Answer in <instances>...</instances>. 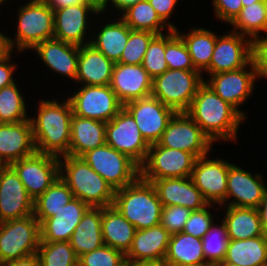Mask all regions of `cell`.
I'll list each match as a JSON object with an SVG mask.
<instances>
[{"instance_id": "1", "label": "cell", "mask_w": 267, "mask_h": 266, "mask_svg": "<svg viewBox=\"0 0 267 266\" xmlns=\"http://www.w3.org/2000/svg\"><path fill=\"white\" fill-rule=\"evenodd\" d=\"M211 140H236L239 125L245 118L218 96L205 82L199 87L186 112Z\"/></svg>"}, {"instance_id": "2", "label": "cell", "mask_w": 267, "mask_h": 266, "mask_svg": "<svg viewBox=\"0 0 267 266\" xmlns=\"http://www.w3.org/2000/svg\"><path fill=\"white\" fill-rule=\"evenodd\" d=\"M42 100L37 116L30 117L37 152L62 157L69 155L72 107L70 101Z\"/></svg>"}, {"instance_id": "3", "label": "cell", "mask_w": 267, "mask_h": 266, "mask_svg": "<svg viewBox=\"0 0 267 266\" xmlns=\"http://www.w3.org/2000/svg\"><path fill=\"white\" fill-rule=\"evenodd\" d=\"M59 176L69 186L74 198L90 207L113 205L115 190L82 157H59Z\"/></svg>"}, {"instance_id": "4", "label": "cell", "mask_w": 267, "mask_h": 266, "mask_svg": "<svg viewBox=\"0 0 267 266\" xmlns=\"http://www.w3.org/2000/svg\"><path fill=\"white\" fill-rule=\"evenodd\" d=\"M113 206L136 230L160 224L163 205L154 185L140 176L133 183L115 190Z\"/></svg>"}, {"instance_id": "5", "label": "cell", "mask_w": 267, "mask_h": 266, "mask_svg": "<svg viewBox=\"0 0 267 266\" xmlns=\"http://www.w3.org/2000/svg\"><path fill=\"white\" fill-rule=\"evenodd\" d=\"M18 10V25L14 39L7 36L10 51L32 50L45 40L54 38V12L45 0H29ZM16 45V46H15Z\"/></svg>"}, {"instance_id": "6", "label": "cell", "mask_w": 267, "mask_h": 266, "mask_svg": "<svg viewBox=\"0 0 267 266\" xmlns=\"http://www.w3.org/2000/svg\"><path fill=\"white\" fill-rule=\"evenodd\" d=\"M198 70H166L152 81L151 96L177 112H187L204 83Z\"/></svg>"}, {"instance_id": "7", "label": "cell", "mask_w": 267, "mask_h": 266, "mask_svg": "<svg viewBox=\"0 0 267 266\" xmlns=\"http://www.w3.org/2000/svg\"><path fill=\"white\" fill-rule=\"evenodd\" d=\"M40 244V223L34 215L0 222V266L32 254Z\"/></svg>"}, {"instance_id": "8", "label": "cell", "mask_w": 267, "mask_h": 266, "mask_svg": "<svg viewBox=\"0 0 267 266\" xmlns=\"http://www.w3.org/2000/svg\"><path fill=\"white\" fill-rule=\"evenodd\" d=\"M197 157L179 149L151 144L144 163L140 166V177L148 182L162 178L191 177Z\"/></svg>"}, {"instance_id": "9", "label": "cell", "mask_w": 267, "mask_h": 266, "mask_svg": "<svg viewBox=\"0 0 267 266\" xmlns=\"http://www.w3.org/2000/svg\"><path fill=\"white\" fill-rule=\"evenodd\" d=\"M81 157L114 190L124 188L140 176V167L132 159L106 143Z\"/></svg>"}, {"instance_id": "10", "label": "cell", "mask_w": 267, "mask_h": 266, "mask_svg": "<svg viewBox=\"0 0 267 266\" xmlns=\"http://www.w3.org/2000/svg\"><path fill=\"white\" fill-rule=\"evenodd\" d=\"M106 144L127 155L139 167L144 163L149 144L142 137L135 119L123 107L109 122H106Z\"/></svg>"}, {"instance_id": "11", "label": "cell", "mask_w": 267, "mask_h": 266, "mask_svg": "<svg viewBox=\"0 0 267 266\" xmlns=\"http://www.w3.org/2000/svg\"><path fill=\"white\" fill-rule=\"evenodd\" d=\"M68 100L74 115L102 122H109L124 107L110 85H82Z\"/></svg>"}, {"instance_id": "12", "label": "cell", "mask_w": 267, "mask_h": 266, "mask_svg": "<svg viewBox=\"0 0 267 266\" xmlns=\"http://www.w3.org/2000/svg\"><path fill=\"white\" fill-rule=\"evenodd\" d=\"M157 143L163 147L190 152L197 158L210 153L213 145L186 112L175 113Z\"/></svg>"}, {"instance_id": "13", "label": "cell", "mask_w": 267, "mask_h": 266, "mask_svg": "<svg viewBox=\"0 0 267 266\" xmlns=\"http://www.w3.org/2000/svg\"><path fill=\"white\" fill-rule=\"evenodd\" d=\"M10 166L18 174L33 200L43 194L59 177V157L37 151L12 162Z\"/></svg>"}, {"instance_id": "14", "label": "cell", "mask_w": 267, "mask_h": 266, "mask_svg": "<svg viewBox=\"0 0 267 266\" xmlns=\"http://www.w3.org/2000/svg\"><path fill=\"white\" fill-rule=\"evenodd\" d=\"M247 67L250 69L247 70ZM257 79L256 66L252 59L243 68L211 74L209 80L204 82L245 118L247 116L239 106L241 107L251 97Z\"/></svg>"}, {"instance_id": "15", "label": "cell", "mask_w": 267, "mask_h": 266, "mask_svg": "<svg viewBox=\"0 0 267 266\" xmlns=\"http://www.w3.org/2000/svg\"><path fill=\"white\" fill-rule=\"evenodd\" d=\"M124 107L135 119L142 137L149 145L160 140L176 113L153 96L130 101Z\"/></svg>"}, {"instance_id": "16", "label": "cell", "mask_w": 267, "mask_h": 266, "mask_svg": "<svg viewBox=\"0 0 267 266\" xmlns=\"http://www.w3.org/2000/svg\"><path fill=\"white\" fill-rule=\"evenodd\" d=\"M198 157L192 170L191 179L208 204L226 206L227 175L232 163L217 158Z\"/></svg>"}, {"instance_id": "17", "label": "cell", "mask_w": 267, "mask_h": 266, "mask_svg": "<svg viewBox=\"0 0 267 266\" xmlns=\"http://www.w3.org/2000/svg\"><path fill=\"white\" fill-rule=\"evenodd\" d=\"M253 56V42L247 37L231 31L217 36L210 66L205 70L208 75L234 71L245 67Z\"/></svg>"}, {"instance_id": "18", "label": "cell", "mask_w": 267, "mask_h": 266, "mask_svg": "<svg viewBox=\"0 0 267 266\" xmlns=\"http://www.w3.org/2000/svg\"><path fill=\"white\" fill-rule=\"evenodd\" d=\"M34 200L10 165H0V222L33 215Z\"/></svg>"}, {"instance_id": "19", "label": "cell", "mask_w": 267, "mask_h": 266, "mask_svg": "<svg viewBox=\"0 0 267 266\" xmlns=\"http://www.w3.org/2000/svg\"><path fill=\"white\" fill-rule=\"evenodd\" d=\"M266 185L260 173L245 171L235 164L229 166L227 175V206L258 208L264 198ZM233 200L231 201L230 199ZM230 200V201H229Z\"/></svg>"}, {"instance_id": "20", "label": "cell", "mask_w": 267, "mask_h": 266, "mask_svg": "<svg viewBox=\"0 0 267 266\" xmlns=\"http://www.w3.org/2000/svg\"><path fill=\"white\" fill-rule=\"evenodd\" d=\"M54 39L77 46L90 44L86 41L88 15L99 14L91 5L85 2L53 10ZM87 28V29H86ZM85 38V39H84ZM85 42V43H84Z\"/></svg>"}, {"instance_id": "21", "label": "cell", "mask_w": 267, "mask_h": 266, "mask_svg": "<svg viewBox=\"0 0 267 266\" xmlns=\"http://www.w3.org/2000/svg\"><path fill=\"white\" fill-rule=\"evenodd\" d=\"M153 79L149 76L142 64L115 63L112 72L110 87L119 101L126 103L151 96Z\"/></svg>"}, {"instance_id": "22", "label": "cell", "mask_w": 267, "mask_h": 266, "mask_svg": "<svg viewBox=\"0 0 267 266\" xmlns=\"http://www.w3.org/2000/svg\"><path fill=\"white\" fill-rule=\"evenodd\" d=\"M35 152L30 119L16 123H0V165H10Z\"/></svg>"}, {"instance_id": "23", "label": "cell", "mask_w": 267, "mask_h": 266, "mask_svg": "<svg viewBox=\"0 0 267 266\" xmlns=\"http://www.w3.org/2000/svg\"><path fill=\"white\" fill-rule=\"evenodd\" d=\"M90 208L78 198H73L56 214L40 224V242H69L83 215Z\"/></svg>"}, {"instance_id": "24", "label": "cell", "mask_w": 267, "mask_h": 266, "mask_svg": "<svg viewBox=\"0 0 267 266\" xmlns=\"http://www.w3.org/2000/svg\"><path fill=\"white\" fill-rule=\"evenodd\" d=\"M163 207L179 205L190 210H200L208 205L191 177L162 178L152 182Z\"/></svg>"}, {"instance_id": "25", "label": "cell", "mask_w": 267, "mask_h": 266, "mask_svg": "<svg viewBox=\"0 0 267 266\" xmlns=\"http://www.w3.org/2000/svg\"><path fill=\"white\" fill-rule=\"evenodd\" d=\"M171 234L161 225L136 230L126 261L162 264L167 253Z\"/></svg>"}, {"instance_id": "26", "label": "cell", "mask_w": 267, "mask_h": 266, "mask_svg": "<svg viewBox=\"0 0 267 266\" xmlns=\"http://www.w3.org/2000/svg\"><path fill=\"white\" fill-rule=\"evenodd\" d=\"M33 50L52 71L76 81L79 46L53 38L41 42Z\"/></svg>"}, {"instance_id": "27", "label": "cell", "mask_w": 267, "mask_h": 266, "mask_svg": "<svg viewBox=\"0 0 267 266\" xmlns=\"http://www.w3.org/2000/svg\"><path fill=\"white\" fill-rule=\"evenodd\" d=\"M114 62L91 44L79 46L76 82L82 85H110Z\"/></svg>"}, {"instance_id": "28", "label": "cell", "mask_w": 267, "mask_h": 266, "mask_svg": "<svg viewBox=\"0 0 267 266\" xmlns=\"http://www.w3.org/2000/svg\"><path fill=\"white\" fill-rule=\"evenodd\" d=\"M106 122L72 115L69 155L81 157L106 143Z\"/></svg>"}, {"instance_id": "29", "label": "cell", "mask_w": 267, "mask_h": 266, "mask_svg": "<svg viewBox=\"0 0 267 266\" xmlns=\"http://www.w3.org/2000/svg\"><path fill=\"white\" fill-rule=\"evenodd\" d=\"M102 237L104 245L128 253L136 232L133 226L113 205L102 207Z\"/></svg>"}, {"instance_id": "30", "label": "cell", "mask_w": 267, "mask_h": 266, "mask_svg": "<svg viewBox=\"0 0 267 266\" xmlns=\"http://www.w3.org/2000/svg\"><path fill=\"white\" fill-rule=\"evenodd\" d=\"M101 224L102 207H90L69 240L77 257L104 245Z\"/></svg>"}, {"instance_id": "31", "label": "cell", "mask_w": 267, "mask_h": 266, "mask_svg": "<svg viewBox=\"0 0 267 266\" xmlns=\"http://www.w3.org/2000/svg\"><path fill=\"white\" fill-rule=\"evenodd\" d=\"M225 209L223 221L230 240H245L266 235L257 208L227 206Z\"/></svg>"}, {"instance_id": "32", "label": "cell", "mask_w": 267, "mask_h": 266, "mask_svg": "<svg viewBox=\"0 0 267 266\" xmlns=\"http://www.w3.org/2000/svg\"><path fill=\"white\" fill-rule=\"evenodd\" d=\"M224 262L235 266H267V235L229 240Z\"/></svg>"}, {"instance_id": "33", "label": "cell", "mask_w": 267, "mask_h": 266, "mask_svg": "<svg viewBox=\"0 0 267 266\" xmlns=\"http://www.w3.org/2000/svg\"><path fill=\"white\" fill-rule=\"evenodd\" d=\"M163 262L192 266H210L205 261L202 240L183 232L171 234Z\"/></svg>"}, {"instance_id": "34", "label": "cell", "mask_w": 267, "mask_h": 266, "mask_svg": "<svg viewBox=\"0 0 267 266\" xmlns=\"http://www.w3.org/2000/svg\"><path fill=\"white\" fill-rule=\"evenodd\" d=\"M132 29L121 19L109 21L97 33L95 39H90V44L102 52L108 59L117 63L128 42Z\"/></svg>"}, {"instance_id": "35", "label": "cell", "mask_w": 267, "mask_h": 266, "mask_svg": "<svg viewBox=\"0 0 267 266\" xmlns=\"http://www.w3.org/2000/svg\"><path fill=\"white\" fill-rule=\"evenodd\" d=\"M190 31L184 34L176 28V33L183 39L195 69L203 74L210 66L217 34L201 27H192Z\"/></svg>"}, {"instance_id": "36", "label": "cell", "mask_w": 267, "mask_h": 266, "mask_svg": "<svg viewBox=\"0 0 267 266\" xmlns=\"http://www.w3.org/2000/svg\"><path fill=\"white\" fill-rule=\"evenodd\" d=\"M74 198L69 186L60 178L33 202V215L41 224L45 219L53 217L62 206Z\"/></svg>"}, {"instance_id": "37", "label": "cell", "mask_w": 267, "mask_h": 266, "mask_svg": "<svg viewBox=\"0 0 267 266\" xmlns=\"http://www.w3.org/2000/svg\"><path fill=\"white\" fill-rule=\"evenodd\" d=\"M237 32L252 42L261 38L259 33H267V0L242 7L239 15L230 24Z\"/></svg>"}, {"instance_id": "38", "label": "cell", "mask_w": 267, "mask_h": 266, "mask_svg": "<svg viewBox=\"0 0 267 266\" xmlns=\"http://www.w3.org/2000/svg\"><path fill=\"white\" fill-rule=\"evenodd\" d=\"M132 30L150 31L156 35L164 34L162 29L171 30L160 19L148 0L129 7L120 17Z\"/></svg>"}, {"instance_id": "39", "label": "cell", "mask_w": 267, "mask_h": 266, "mask_svg": "<svg viewBox=\"0 0 267 266\" xmlns=\"http://www.w3.org/2000/svg\"><path fill=\"white\" fill-rule=\"evenodd\" d=\"M16 83L0 89V123H16L29 120L26 101Z\"/></svg>"}, {"instance_id": "40", "label": "cell", "mask_w": 267, "mask_h": 266, "mask_svg": "<svg viewBox=\"0 0 267 266\" xmlns=\"http://www.w3.org/2000/svg\"><path fill=\"white\" fill-rule=\"evenodd\" d=\"M37 255L41 266H78V257L67 241L40 242Z\"/></svg>"}, {"instance_id": "41", "label": "cell", "mask_w": 267, "mask_h": 266, "mask_svg": "<svg viewBox=\"0 0 267 266\" xmlns=\"http://www.w3.org/2000/svg\"><path fill=\"white\" fill-rule=\"evenodd\" d=\"M201 240L205 261L210 266L224 261L230 239L223 220L220 225H216L213 222L209 231Z\"/></svg>"}, {"instance_id": "42", "label": "cell", "mask_w": 267, "mask_h": 266, "mask_svg": "<svg viewBox=\"0 0 267 266\" xmlns=\"http://www.w3.org/2000/svg\"><path fill=\"white\" fill-rule=\"evenodd\" d=\"M168 32L165 33L164 55L168 69L196 70L183 39L176 33V30Z\"/></svg>"}, {"instance_id": "43", "label": "cell", "mask_w": 267, "mask_h": 266, "mask_svg": "<svg viewBox=\"0 0 267 266\" xmlns=\"http://www.w3.org/2000/svg\"><path fill=\"white\" fill-rule=\"evenodd\" d=\"M155 36L150 31L132 30L118 63L142 64L148 45Z\"/></svg>"}, {"instance_id": "44", "label": "cell", "mask_w": 267, "mask_h": 266, "mask_svg": "<svg viewBox=\"0 0 267 266\" xmlns=\"http://www.w3.org/2000/svg\"><path fill=\"white\" fill-rule=\"evenodd\" d=\"M164 55L165 34L156 35L149 43L142 62L143 68L152 79L168 70V64Z\"/></svg>"}, {"instance_id": "45", "label": "cell", "mask_w": 267, "mask_h": 266, "mask_svg": "<svg viewBox=\"0 0 267 266\" xmlns=\"http://www.w3.org/2000/svg\"><path fill=\"white\" fill-rule=\"evenodd\" d=\"M126 255L107 245L78 257V266H123Z\"/></svg>"}, {"instance_id": "46", "label": "cell", "mask_w": 267, "mask_h": 266, "mask_svg": "<svg viewBox=\"0 0 267 266\" xmlns=\"http://www.w3.org/2000/svg\"><path fill=\"white\" fill-rule=\"evenodd\" d=\"M191 213L192 210L179 205L163 207L160 224L170 234L182 232Z\"/></svg>"}, {"instance_id": "47", "label": "cell", "mask_w": 267, "mask_h": 266, "mask_svg": "<svg viewBox=\"0 0 267 266\" xmlns=\"http://www.w3.org/2000/svg\"><path fill=\"white\" fill-rule=\"evenodd\" d=\"M214 206L213 204H208L206 207L200 210H194L190 214L189 219L186 221L183 228V233L191 234L194 237L202 239V237L209 231L211 225L215 220L209 208Z\"/></svg>"}, {"instance_id": "48", "label": "cell", "mask_w": 267, "mask_h": 266, "mask_svg": "<svg viewBox=\"0 0 267 266\" xmlns=\"http://www.w3.org/2000/svg\"><path fill=\"white\" fill-rule=\"evenodd\" d=\"M212 2L217 19L227 24L235 20L243 7L241 0H213Z\"/></svg>"}, {"instance_id": "49", "label": "cell", "mask_w": 267, "mask_h": 266, "mask_svg": "<svg viewBox=\"0 0 267 266\" xmlns=\"http://www.w3.org/2000/svg\"><path fill=\"white\" fill-rule=\"evenodd\" d=\"M252 59L256 66L257 78L267 79V36L253 41Z\"/></svg>"}, {"instance_id": "50", "label": "cell", "mask_w": 267, "mask_h": 266, "mask_svg": "<svg viewBox=\"0 0 267 266\" xmlns=\"http://www.w3.org/2000/svg\"><path fill=\"white\" fill-rule=\"evenodd\" d=\"M150 5L154 8L160 19L167 25L171 30H176V26L172 22H168L172 12L178 0H148Z\"/></svg>"}, {"instance_id": "51", "label": "cell", "mask_w": 267, "mask_h": 266, "mask_svg": "<svg viewBox=\"0 0 267 266\" xmlns=\"http://www.w3.org/2000/svg\"><path fill=\"white\" fill-rule=\"evenodd\" d=\"M11 53L12 51H9L0 58V89L15 83L12 75L17 66L15 63H11Z\"/></svg>"}, {"instance_id": "52", "label": "cell", "mask_w": 267, "mask_h": 266, "mask_svg": "<svg viewBox=\"0 0 267 266\" xmlns=\"http://www.w3.org/2000/svg\"><path fill=\"white\" fill-rule=\"evenodd\" d=\"M4 266H41V263L38 255L32 254L17 260L10 261Z\"/></svg>"}, {"instance_id": "53", "label": "cell", "mask_w": 267, "mask_h": 266, "mask_svg": "<svg viewBox=\"0 0 267 266\" xmlns=\"http://www.w3.org/2000/svg\"><path fill=\"white\" fill-rule=\"evenodd\" d=\"M260 214V220L262 227L264 229V232L267 235V189L264 195L263 200L261 201L259 207L257 208Z\"/></svg>"}, {"instance_id": "54", "label": "cell", "mask_w": 267, "mask_h": 266, "mask_svg": "<svg viewBox=\"0 0 267 266\" xmlns=\"http://www.w3.org/2000/svg\"><path fill=\"white\" fill-rule=\"evenodd\" d=\"M140 1L143 0H108V6L110 2L112 3V6H114V8L117 9V11L120 10L123 13L129 7L136 5Z\"/></svg>"}, {"instance_id": "55", "label": "cell", "mask_w": 267, "mask_h": 266, "mask_svg": "<svg viewBox=\"0 0 267 266\" xmlns=\"http://www.w3.org/2000/svg\"><path fill=\"white\" fill-rule=\"evenodd\" d=\"M45 1L53 10L84 2V0H45Z\"/></svg>"}, {"instance_id": "56", "label": "cell", "mask_w": 267, "mask_h": 266, "mask_svg": "<svg viewBox=\"0 0 267 266\" xmlns=\"http://www.w3.org/2000/svg\"><path fill=\"white\" fill-rule=\"evenodd\" d=\"M86 4L91 5L99 14L105 12L108 8V0H84Z\"/></svg>"}, {"instance_id": "57", "label": "cell", "mask_w": 267, "mask_h": 266, "mask_svg": "<svg viewBox=\"0 0 267 266\" xmlns=\"http://www.w3.org/2000/svg\"><path fill=\"white\" fill-rule=\"evenodd\" d=\"M2 33L3 32H0V58L6 55L10 51L7 41V35Z\"/></svg>"}, {"instance_id": "58", "label": "cell", "mask_w": 267, "mask_h": 266, "mask_svg": "<svg viewBox=\"0 0 267 266\" xmlns=\"http://www.w3.org/2000/svg\"><path fill=\"white\" fill-rule=\"evenodd\" d=\"M126 266H161L160 263L154 262H131L126 261Z\"/></svg>"}, {"instance_id": "59", "label": "cell", "mask_w": 267, "mask_h": 266, "mask_svg": "<svg viewBox=\"0 0 267 266\" xmlns=\"http://www.w3.org/2000/svg\"><path fill=\"white\" fill-rule=\"evenodd\" d=\"M260 1H264V0H241L243 7H245L247 5H251V4L256 3V2H260Z\"/></svg>"}, {"instance_id": "60", "label": "cell", "mask_w": 267, "mask_h": 266, "mask_svg": "<svg viewBox=\"0 0 267 266\" xmlns=\"http://www.w3.org/2000/svg\"><path fill=\"white\" fill-rule=\"evenodd\" d=\"M161 266H192V265H181V264H173V263H166L163 262Z\"/></svg>"}, {"instance_id": "61", "label": "cell", "mask_w": 267, "mask_h": 266, "mask_svg": "<svg viewBox=\"0 0 267 266\" xmlns=\"http://www.w3.org/2000/svg\"><path fill=\"white\" fill-rule=\"evenodd\" d=\"M213 266H235V265L222 261V262L214 264Z\"/></svg>"}, {"instance_id": "62", "label": "cell", "mask_w": 267, "mask_h": 266, "mask_svg": "<svg viewBox=\"0 0 267 266\" xmlns=\"http://www.w3.org/2000/svg\"><path fill=\"white\" fill-rule=\"evenodd\" d=\"M3 3H5V0H0V5H2Z\"/></svg>"}]
</instances>
